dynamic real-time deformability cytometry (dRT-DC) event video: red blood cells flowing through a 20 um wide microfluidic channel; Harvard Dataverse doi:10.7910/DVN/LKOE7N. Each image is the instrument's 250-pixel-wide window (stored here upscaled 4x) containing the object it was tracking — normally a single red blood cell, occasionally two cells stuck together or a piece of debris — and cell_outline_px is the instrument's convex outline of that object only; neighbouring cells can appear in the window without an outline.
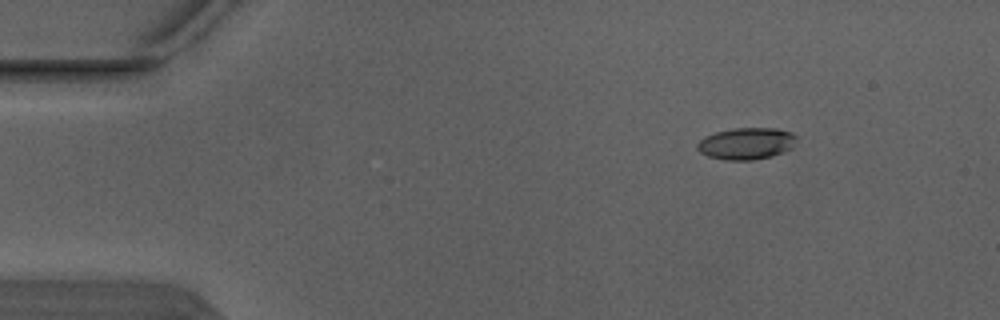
{"species": "Egyptian fruit bat (a non-hibernating species)", "species_latin": "Rousettus aegyptiacus", "temperature_condition": "warm", "stored_images_in_passage": 5, "camera_frame_rate_fps": 3000, "um_per_image_px": 0.085, "animal": {"sex": "male"}, "frame": {"image": 1, "passage_image": 2, "time_ms": 0.333, "image_size_px": [1000, 320], "cell_outline_px": [[796, 136], [792, 148], [784, 152], [772, 156], [752, 160], [724, 160], [708, 156], [700, 152], [696, 148], [696, 144], [704, 136], [716, 132], [732, 128], [776, 128], [792, 132]], "centroid_in_image_um": [63.43, 12.2], "position_along_channel_um": 21.6, "area_um2": 18.5}}
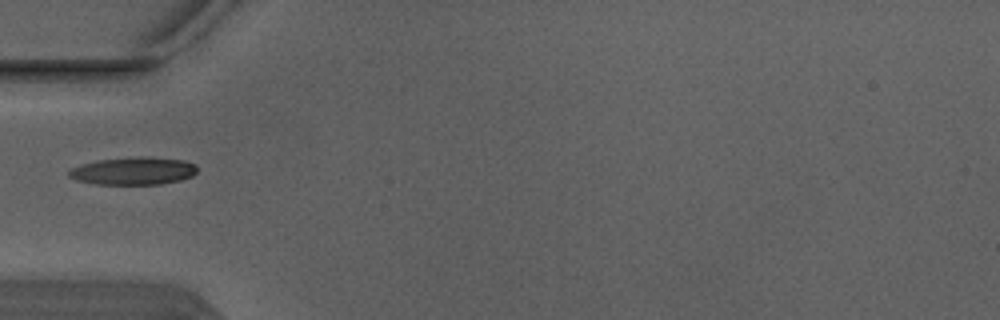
{"frame": {"image": 2, "passage_image": 5, "time_ms": 1.333, "image_size_px": [1000, 320], "cell_outline_px": [[196, 172], [192, 176], [180, 180], [160, 184], [96, 184], [76, 180], [68, 176], [68, 172], [72, 168], [84, 164], [100, 160], [184, 160], [196, 164]], "centroid_in_image_um": [11.32, 14.6], "position_along_channel_um": 73.7, "area_um2": 19.25}}